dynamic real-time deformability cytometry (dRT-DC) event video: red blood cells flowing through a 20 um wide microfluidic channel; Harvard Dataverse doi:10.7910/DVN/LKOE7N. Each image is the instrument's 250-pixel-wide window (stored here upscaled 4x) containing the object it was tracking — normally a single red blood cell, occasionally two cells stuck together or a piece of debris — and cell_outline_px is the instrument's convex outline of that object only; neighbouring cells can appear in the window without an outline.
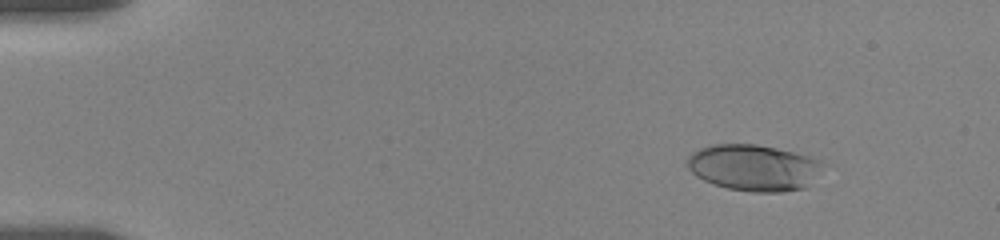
{"species": "human", "species_latin": "Homo sapiens", "temperature_condition": "room temperature", "stored_images_in_passage": 73, "camera_frame_rate_fps": 3000, "um_per_image_px": 0.085, "donor": {"sex": "female"}, "frame": {"image": 1, "passage_image": 13, "time_ms": 2.0, "image_size_px": [1000, 240], "cell_outline_px": [[820, 160], [804, 188], [780, 192], [752, 192], [728, 188], [704, 180], [696, 176], [688, 168], [688, 156], [692, 152], [700, 148], [712, 144], [756, 144], [776, 148], [808, 156]], "centroid_in_image_um": [63.93, 14.23], "position_along_channel_um": 21.1, "area_um2": 35.49}}
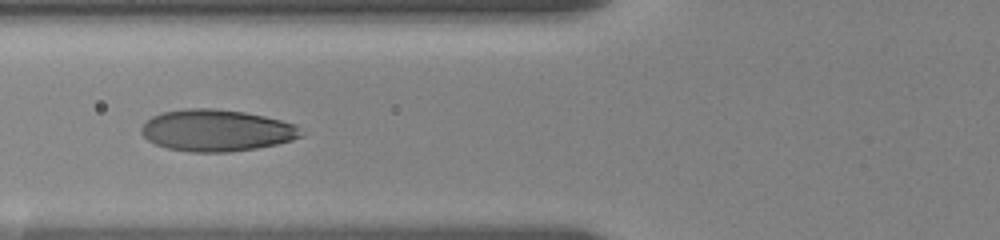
{"frame": {"image": 2, "passage_image": 53, "time_ms": 7.333, "image_size_px": [1000, 240], "cell_outline_px": [[304, 136], [292, 140], [276, 144], [256, 148], [228, 152], [188, 152], [168, 148], [156, 144], [148, 140], [140, 132], [140, 128], [152, 116], [164, 112], [188, 108], [212, 108], [244, 112], [264, 116], [296, 124]], "centroid_in_image_um": [18.41, 11.09], "position_along_channel_um": 107.4, "area_um2": 38.73}}
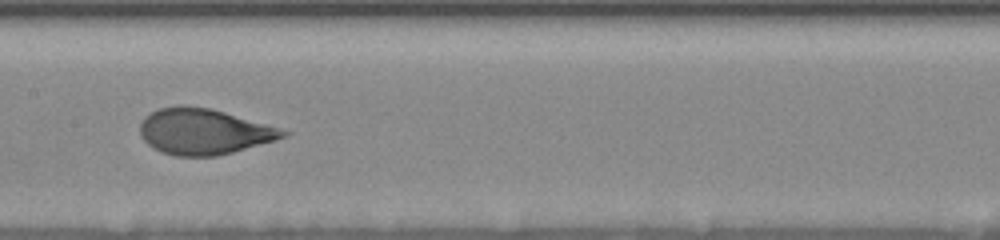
{"frame": {"image": 3, "passage_image": 72, "time_ms": 9.667, "image_size_px": [1000, 240], "cell_outline_px": [[292, 132], [276, 140], [232, 152], [216, 156], [176, 156], [160, 152], [152, 148], [140, 136], [140, 124], [144, 116], [160, 108], [180, 104], [184, 104], [212, 108]], "centroid_in_image_um": [17.28, 11.17], "position_along_channel_um": 190.1, "area_um2": 38.26}}